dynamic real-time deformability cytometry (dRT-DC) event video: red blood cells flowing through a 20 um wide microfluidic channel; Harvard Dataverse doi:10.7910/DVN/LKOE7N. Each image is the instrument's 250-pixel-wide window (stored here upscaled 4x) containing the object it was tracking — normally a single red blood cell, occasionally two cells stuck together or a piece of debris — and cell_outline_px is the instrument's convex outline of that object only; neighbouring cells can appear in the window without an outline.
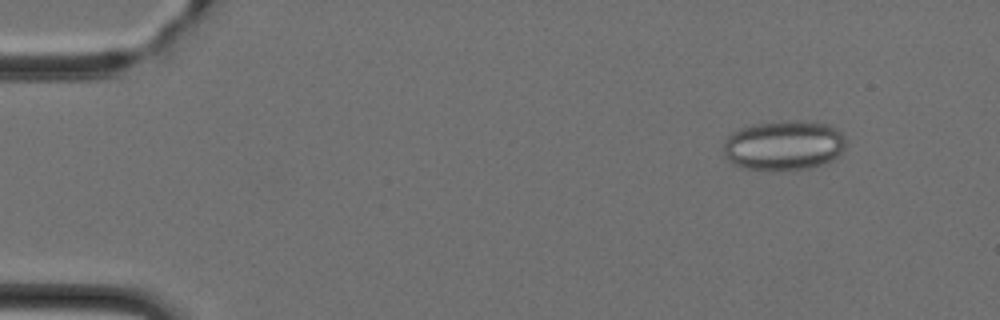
{"species": "Egyptian fruit bat (a non-hibernating species)", "species_latin": "Rousettus aegyptiacus", "temperature_condition": "cold", "stored_images_in_passage": 47, "segment_of_instrument_passage": [1, 2], "camera_frame_rate_fps": 3000, "um_per_image_px": 0.085, "animal": {"sex": "female"}, "frame": {"image": 1, "passage_image": 5, "time_ms": 1.333, "image_size_px": [1000, 320], "cell_outline_px": [[848, 144], [832, 160], [808, 168], [780, 172], [768, 172], [744, 168], [732, 164], [724, 156], [724, 140], [732, 132], [740, 128], [756, 124], [780, 120], [804, 120], [828, 124], [836, 128], [844, 136]], "centroid_in_image_um": [66.61, 12.37], "position_along_channel_um": 18.4, "area_um2": 36.41}}